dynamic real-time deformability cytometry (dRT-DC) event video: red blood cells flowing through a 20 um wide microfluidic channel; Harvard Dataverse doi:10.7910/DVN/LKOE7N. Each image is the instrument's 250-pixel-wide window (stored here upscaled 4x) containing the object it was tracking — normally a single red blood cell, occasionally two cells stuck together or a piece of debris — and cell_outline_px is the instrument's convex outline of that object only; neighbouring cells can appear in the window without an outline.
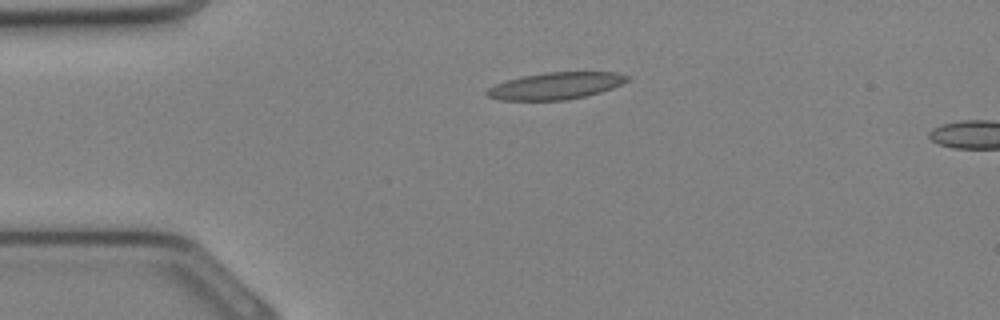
{"species": "Egyptian fruit bat (a non-hibernating species)", "species_latin": "Rousettus aegyptiacus", "temperature_condition": "cold", "stored_images_in_passage": 3, "camera_frame_rate_fps": 3000, "um_per_image_px": 0.085, "animal": {"sex": "female"}, "frame": {"image": 1, "passage_image": 1, "time_ms": 0.0, "image_size_px": [1000, 320], "cell_outline_px": [[628, 80], [612, 88], [600, 92], [584, 96], [564, 100], [500, 100], [488, 96], [484, 92], [488, 88], [496, 84], [508, 80], [524, 76], [544, 72], [616, 72], [628, 76]], "centroid_in_image_um": [47.21, 7.29], "position_along_channel_um": 37.8, "area_um2": 21.73}}